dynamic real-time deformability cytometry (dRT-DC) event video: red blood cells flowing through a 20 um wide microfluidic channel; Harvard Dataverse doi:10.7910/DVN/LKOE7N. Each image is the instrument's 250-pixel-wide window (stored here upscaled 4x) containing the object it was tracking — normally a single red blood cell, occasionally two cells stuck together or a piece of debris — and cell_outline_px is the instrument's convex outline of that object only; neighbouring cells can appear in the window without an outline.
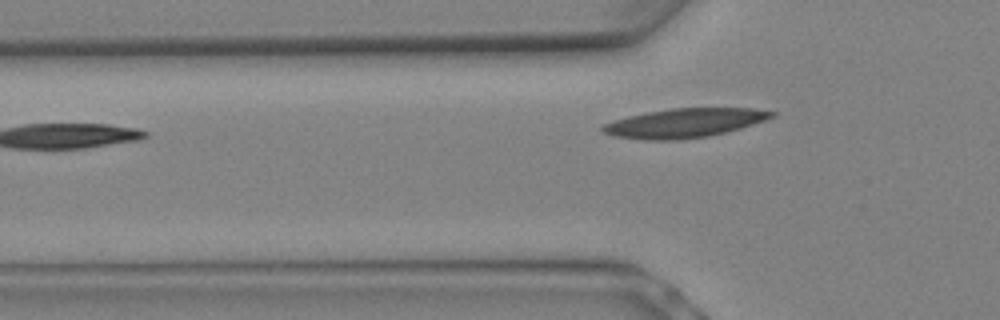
{"species": "Egyptian fruit bat (a non-hibernating species)", "species_latin": "Rousettus aegyptiacus", "temperature_condition": "warm", "stored_images_in_passage": 5, "camera_frame_rate_fps": 3000, "um_per_image_px": 0.085, "animal": {"sex": "female"}, "frame": {"image": 1, "passage_image": 5, "time_ms": 1.333, "image_size_px": [1000, 320], "cell_outline_px": [[776, 116], [740, 128], [708, 136], [676, 140], [648, 140], [612, 136], [604, 132], [600, 128], [600, 124], [612, 120], [628, 116], [648, 112], [672, 108], [752, 108], [776, 112]], "centroid_in_image_um": [58.12, 10.45], "position_along_channel_um": 67.7, "area_um2": 28.61}}